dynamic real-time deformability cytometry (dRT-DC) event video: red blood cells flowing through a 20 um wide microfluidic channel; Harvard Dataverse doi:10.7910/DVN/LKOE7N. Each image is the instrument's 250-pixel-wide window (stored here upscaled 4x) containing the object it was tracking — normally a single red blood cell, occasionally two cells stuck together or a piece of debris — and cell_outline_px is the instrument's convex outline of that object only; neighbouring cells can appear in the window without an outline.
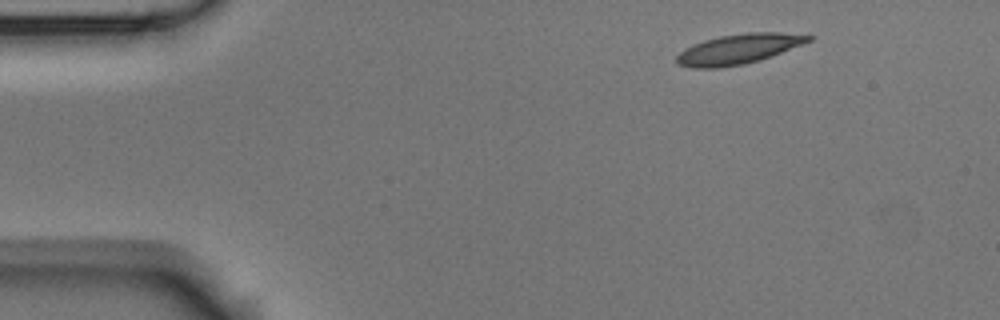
{"species": "Egyptian fruit bat (a non-hibernating species)", "species_latin": "Rousettus aegyptiacus", "temperature_condition": "room temperature", "stored_images_in_passage": 4, "camera_frame_rate_fps": 3000, "um_per_image_px": 0.085, "animal": {"sex": "male"}, "frame": {"image": 1, "passage_image": 1, "time_ms": 0.0, "image_size_px": [1000, 320], "cell_outline_px": [[816, 36], [812, 40], [760, 60], [744, 64], [720, 68], [692, 68], [676, 64], [676, 56], [684, 48], [692, 44], [704, 40], [720, 36], [748, 32], [780, 32]], "centroid_in_image_um": [62.74, 4.17], "position_along_channel_um": 22.3, "area_um2": 23.06}}
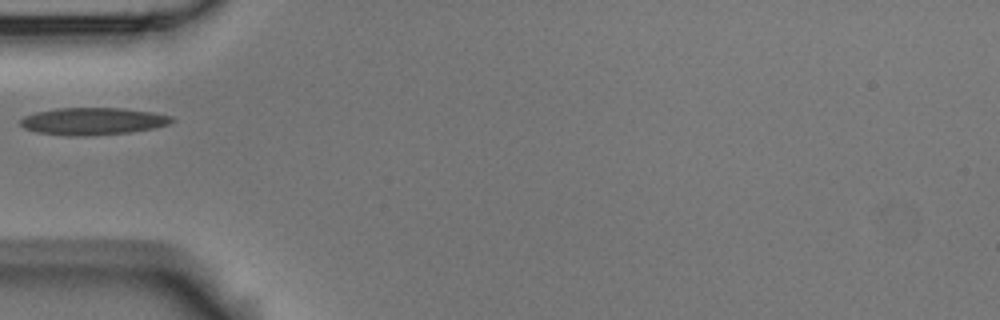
{"frame": {"image": 2, "passage_image": 4, "time_ms": 1.0, "image_size_px": [1000, 320], "cell_outline_px": [[176, 120], [168, 124], [156, 128], [128, 132], [92, 136], [68, 136], [36, 132], [24, 128], [20, 124], [20, 120], [24, 116], [36, 112], [56, 108], [124, 108], [152, 112], [172, 116]], "centroid_in_image_um": [7.9, 10.31], "position_along_channel_um": 77.1, "area_um2": 24.22}}